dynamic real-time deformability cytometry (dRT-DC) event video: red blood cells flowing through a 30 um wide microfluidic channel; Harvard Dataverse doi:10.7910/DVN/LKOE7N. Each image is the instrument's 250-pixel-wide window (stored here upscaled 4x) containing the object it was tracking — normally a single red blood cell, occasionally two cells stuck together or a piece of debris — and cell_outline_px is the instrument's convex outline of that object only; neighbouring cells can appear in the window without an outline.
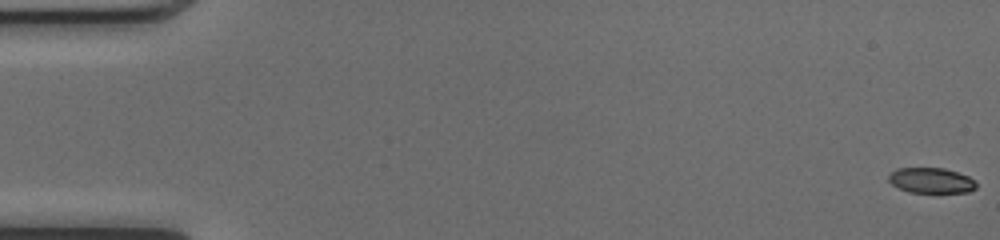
{"species": "common noctule bat (a hibernating species)", "species_latin": "Nyctalus noctula", "temperature_condition": "cold", "stored_images_in_passage": 52, "camera_frame_rate_fps": 3000, "um_per_image_px": 0.085, "animal": {"sex": "female", "body_mass_g": 17.0, "forearm_length_mm": 48.0}, "frame": {"image": 1, "passage_image": 1, "time_ms": 0.0, "image_size_px": [1000, 240], "cell_outline_px": [[976, 188], [968, 192], [908, 192], [892, 184], [888, 180], [888, 176], [896, 168], [944, 168], [968, 176], [976, 184]], "centroid_in_image_um": [79.12, 15.33], "position_along_channel_um": 5.9, "area_um2": 12.77}}
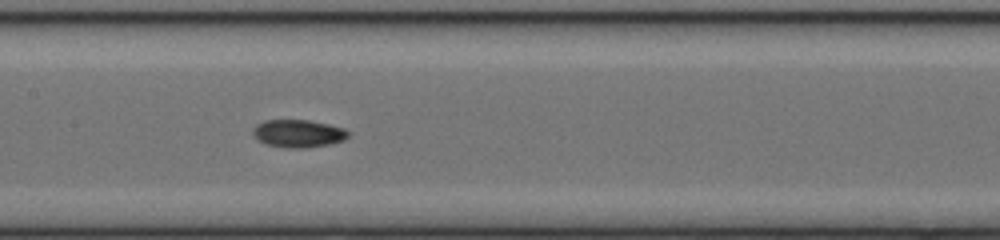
{"frame": {"image": 2, "passage_image": 26, "time_ms": 8.333, "image_size_px": [1000, 240], "cell_outline_px": [[348, 136], [344, 140], [332, 144], [304, 148], [284, 148], [264, 144], [256, 140], [252, 136], [252, 128], [256, 124], [264, 120], [308, 120], [328, 124], [344, 128], [348, 132]], "centroid_in_image_um": [25.29, 11.36], "position_along_channel_um": 182.1, "area_um2": 15.72}}
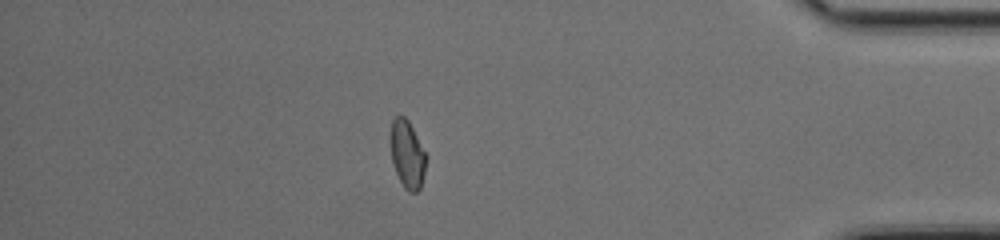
{"frame": {"image": 3, "passage_image": 45, "time_ms": 14.667, "image_size_px": [1000, 240], "cell_outline_px": [[428, 156], [420, 188], [416, 192], [408, 192], [404, 188], [396, 172], [392, 160], [388, 140], [388, 136], [392, 120], [396, 116], [404, 116], [408, 120]], "centroid_in_image_um": [34.59, 13.08], "position_along_channel_um": 400.6, "area_um2": 14.39}, "authors_computed_cell_mechanics": {"area_um2": 14.5656, "velocity_mm_per_s": 4.0863, "shape_relaxation_time_tau1_ms": null, "shape_relaxation_time_tau2_ms": 9.2795, "deformation_change_tau1": null, "deformation_change_tau2": 0.1164}}